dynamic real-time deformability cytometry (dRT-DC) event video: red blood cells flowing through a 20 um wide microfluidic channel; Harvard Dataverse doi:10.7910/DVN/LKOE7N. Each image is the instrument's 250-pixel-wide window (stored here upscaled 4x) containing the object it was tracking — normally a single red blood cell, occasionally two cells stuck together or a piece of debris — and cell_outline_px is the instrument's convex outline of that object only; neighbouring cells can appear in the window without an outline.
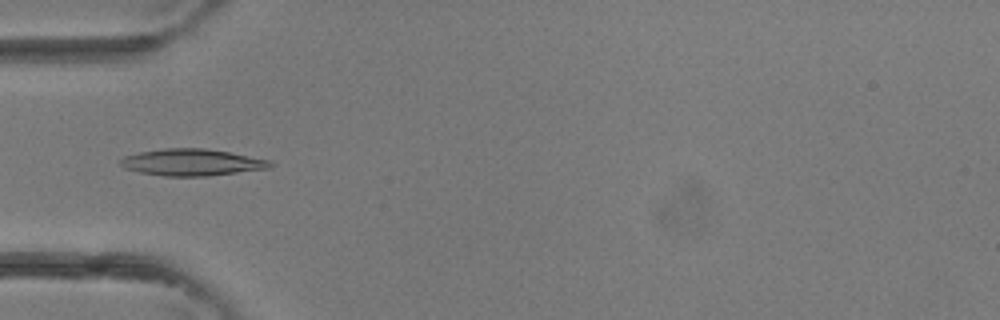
{"species": "common noctule bat (a hibernating species)", "species_latin": "Nyctalus noctula", "temperature_condition": "room temperature", "stored_images_in_passage": 3, "camera_frame_rate_fps": 3000, "um_per_image_px": 0.085, "animal": {"sex": "female"}, "frame": {"image": 1, "passage_image": 3, "time_ms": 0.667, "image_size_px": [1000, 320], "cell_outline_px": [[276, 164], [268, 168], [208, 176], [164, 176], [140, 172], [124, 168], [120, 164], [120, 160], [124, 156], [140, 152], [164, 148], [204, 148], [228, 152], [268, 160]], "centroid_in_image_um": [16.28, 13.8], "position_along_channel_um": 68.7, "area_um2": 23.12}}